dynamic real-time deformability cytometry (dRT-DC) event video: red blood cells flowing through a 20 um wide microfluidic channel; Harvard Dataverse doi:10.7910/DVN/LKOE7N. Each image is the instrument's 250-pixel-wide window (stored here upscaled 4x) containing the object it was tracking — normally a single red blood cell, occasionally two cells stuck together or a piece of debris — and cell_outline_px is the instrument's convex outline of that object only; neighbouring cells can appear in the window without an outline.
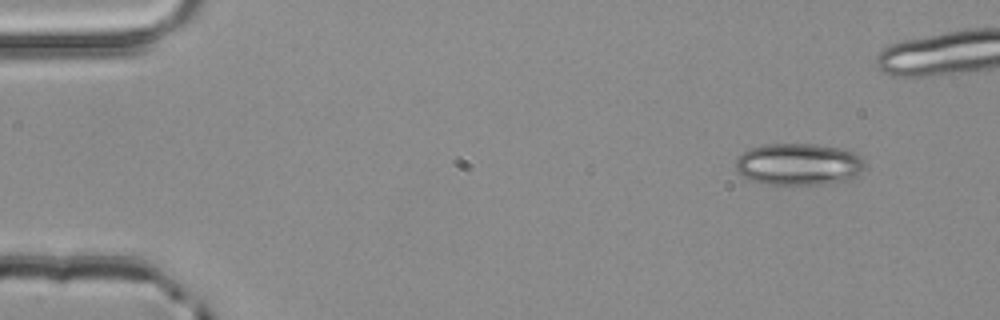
{"species": "common noctule bat (a hibernating species)", "species_latin": "Nyctalus noctula", "temperature_condition": "room temperature", "stored_images_in_passage": 4, "camera_frame_rate_fps": 3000, "um_per_image_px": 0.085, "animal": {"sex": "male", "body_mass_g": 20.4}, "frame": {"image": 1, "passage_image": 1, "time_ms": 0.0, "image_size_px": [1000, 320], "cell_outline_px": [[864, 168], [852, 180], [824, 184], [768, 184], [748, 180], [740, 176], [736, 172], [736, 160], [748, 148], [764, 144], [816, 144], [840, 148], [852, 152], [860, 156], [864, 160]], "centroid_in_image_um": [67.87, 13.97], "position_along_channel_um": 17.1, "area_um2": 31.85}}